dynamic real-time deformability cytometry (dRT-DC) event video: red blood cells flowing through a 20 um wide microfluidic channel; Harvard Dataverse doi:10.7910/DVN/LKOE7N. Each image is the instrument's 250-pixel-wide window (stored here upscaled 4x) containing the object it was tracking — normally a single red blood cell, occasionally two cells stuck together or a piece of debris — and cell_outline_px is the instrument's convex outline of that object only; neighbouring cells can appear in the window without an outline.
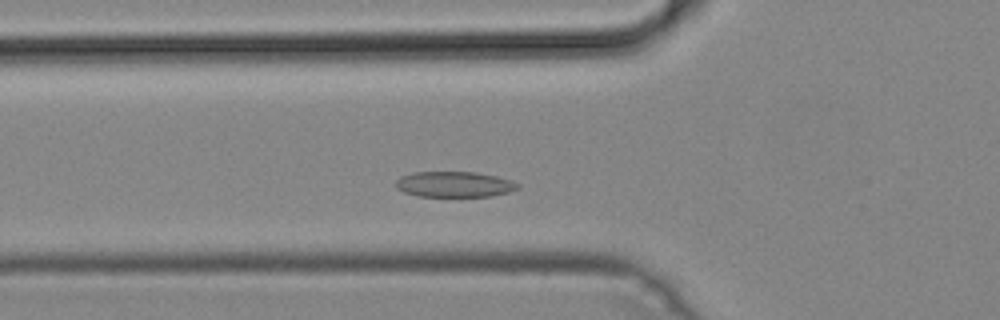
{"species": "common noctule bat (a hibernating species)", "species_latin": "Nyctalus noctula", "temperature_condition": "cold", "stored_images_in_passage": 37, "camera_frame_rate_fps": 3000, "um_per_image_px": 0.085, "animal": {"sex": "male", "body_mass_g": 19.2, "forearm_length_mm": 51.8}, "frame": {"image": 1, "passage_image": 10, "time_ms": 3.0, "image_size_px": [1000, 320], "cell_outline_px": [[520, 188], [508, 192], [492, 196], [416, 196], [404, 192], [396, 188], [396, 180], [400, 176], [412, 172], [476, 172], [496, 176], [520, 184]], "centroid_in_image_um": [38.59, 15.66], "position_along_channel_um": 87.2, "area_um2": 18.21}}
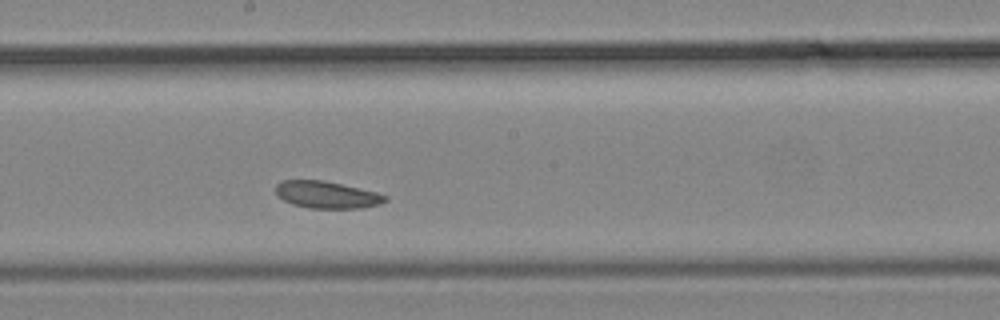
{"frame": {"image": 2, "passage_image": 20, "time_ms": 6.333, "image_size_px": [1000, 320], "cell_outline_px": [[388, 200], [380, 204], [360, 208], [308, 208], [292, 204], [276, 196], [276, 184], [280, 180], [324, 180], [376, 192], [388, 196]], "centroid_in_image_um": [27.76, 16.55], "position_along_channel_um": 220.4, "area_um2": 17.34}}
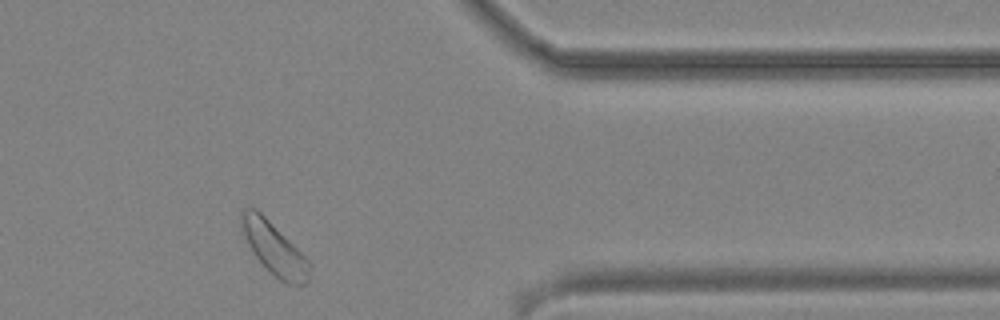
{"frame": {"image": 3, "passage_image": 34, "time_ms": 11.0, "image_size_px": [1000, 320], "cell_outline_px": [[312, 264], [308, 280], [304, 284], [288, 284], [280, 280], [252, 252], [248, 244], [240, 220], [240, 212], [244, 208], [256, 208]], "centroid_in_image_um": [23.31, 21.12], "position_along_channel_um": 388.1, "area_um2": 19.94}}